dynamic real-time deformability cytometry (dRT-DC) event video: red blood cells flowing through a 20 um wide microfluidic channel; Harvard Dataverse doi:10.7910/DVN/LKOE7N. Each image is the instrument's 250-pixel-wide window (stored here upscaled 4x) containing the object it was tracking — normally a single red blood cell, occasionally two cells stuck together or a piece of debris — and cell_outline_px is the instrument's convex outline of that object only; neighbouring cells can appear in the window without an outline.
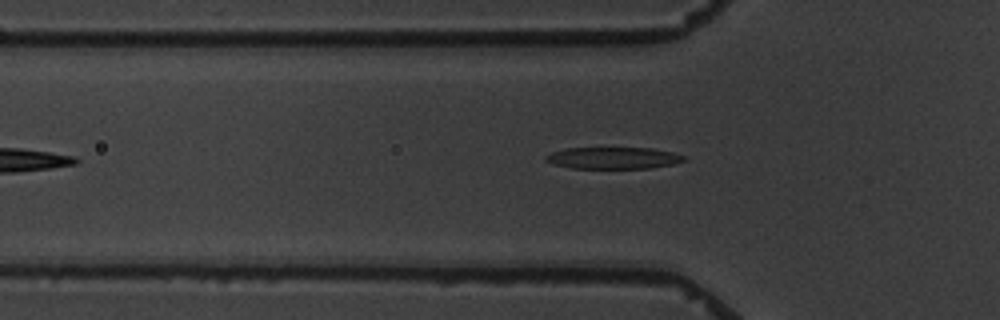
{"species": "common noctule bat (a hibernating species)", "species_latin": "Nyctalus noctula", "temperature_condition": "warm", "stored_images_in_passage": 5, "camera_frame_rate_fps": 3000, "um_per_image_px": 0.085, "animal": {"sex": "male", "body_mass_g": 19.5, "forearm_length_mm": 54.6}, "frame": {"image": 1, "passage_image": 5, "time_ms": 5.667, "image_size_px": [1000, 320], "cell_outline_px": [[688, 160], [672, 164], [648, 168], [572, 168], [552, 164], [544, 160], [544, 156], [552, 152], [568, 148], [652, 148], [672, 152], [684, 156]], "centroid_in_image_um": [52.11, 13.43], "position_along_channel_um": 73.7, "area_um2": 17.46}}